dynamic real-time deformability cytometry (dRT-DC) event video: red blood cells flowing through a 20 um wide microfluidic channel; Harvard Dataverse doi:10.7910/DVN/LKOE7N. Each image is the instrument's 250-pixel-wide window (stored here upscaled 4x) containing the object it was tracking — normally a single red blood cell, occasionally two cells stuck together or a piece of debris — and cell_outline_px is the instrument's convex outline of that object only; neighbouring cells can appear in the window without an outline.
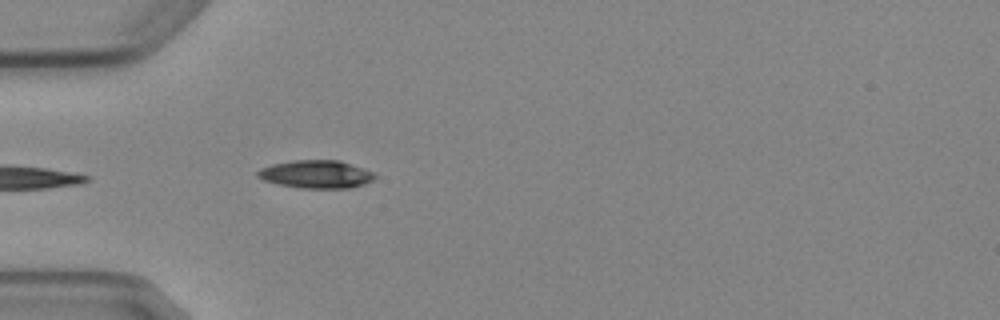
{"species": "Egyptian fruit bat (a non-hibernating species)", "species_latin": "Rousettus aegyptiacus", "temperature_condition": "cold", "stored_images_in_passage": 6, "camera_frame_rate_fps": 3000, "um_per_image_px": 0.085, "animal": {"sex": "female"}, "frame": {"image": 1, "passage_image": 6, "time_ms": 5.667, "image_size_px": [1000, 320], "cell_outline_px": [[376, 176], [372, 180], [364, 184], [352, 188], [300, 188], [280, 184], [264, 180], [256, 176], [256, 172], [260, 168], [272, 164], [292, 160], [340, 160], [364, 168], [372, 172]], "centroid_in_image_um": [26.87, 14.8], "position_along_channel_um": 58.1, "area_um2": 19.13}}